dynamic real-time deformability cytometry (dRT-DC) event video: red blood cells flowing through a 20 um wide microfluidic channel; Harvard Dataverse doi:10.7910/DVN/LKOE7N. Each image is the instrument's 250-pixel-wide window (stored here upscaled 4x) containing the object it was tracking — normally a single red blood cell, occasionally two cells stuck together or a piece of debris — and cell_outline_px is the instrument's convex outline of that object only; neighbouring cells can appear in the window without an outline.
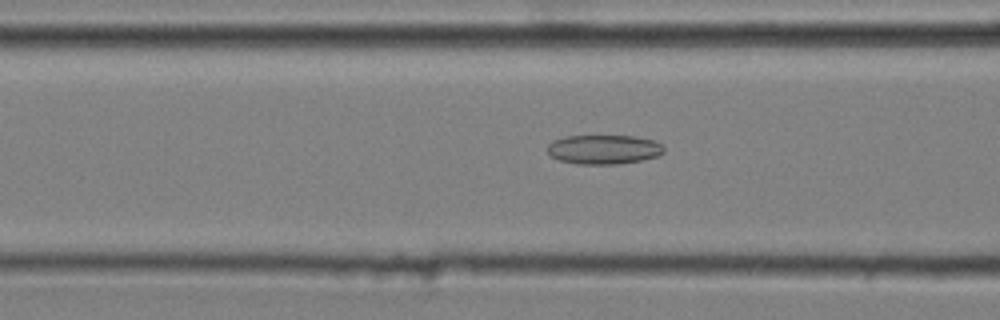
{"species": "common noctule bat (a hibernating species)", "species_latin": "Nyctalus noctula", "temperature_condition": "cold", "stored_images_in_passage": 51, "camera_frame_rate_fps": 3000, "um_per_image_px": 0.085, "animal": {"sex": "male", "body_mass_g": 20.4}, "frame": {"image": 1, "passage_image": 21, "time_ms": 6.667, "image_size_px": [1000, 320], "cell_outline_px": [[664, 152], [660, 156], [640, 160], [616, 164], [576, 164], [560, 160], [552, 156], [548, 152], [548, 144], [552, 140], [564, 136], [632, 136], [652, 140], [660, 144], [664, 148]], "centroid_in_image_um": [51.3, 12.7], "position_along_channel_um": 115.3, "area_um2": 19.83}}
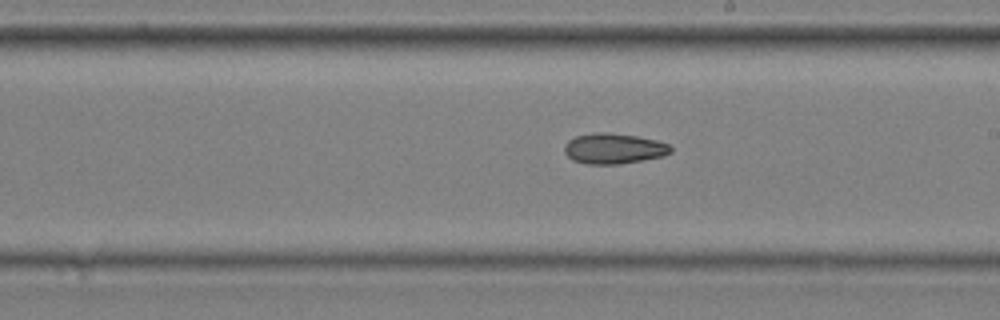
{"frame": {"image": 2, "passage_image": 31, "time_ms": 10.0, "image_size_px": [1000, 320], "cell_outline_px": [[672, 152], [664, 156], [620, 164], [588, 164], [572, 160], [564, 152], [564, 144], [568, 140], [576, 136], [596, 132], [608, 132], [636, 136], [656, 140], [668, 144], [672, 148]], "centroid_in_image_um": [52.16, 12.62], "position_along_channel_um": 236.8, "area_um2": 18.96}}
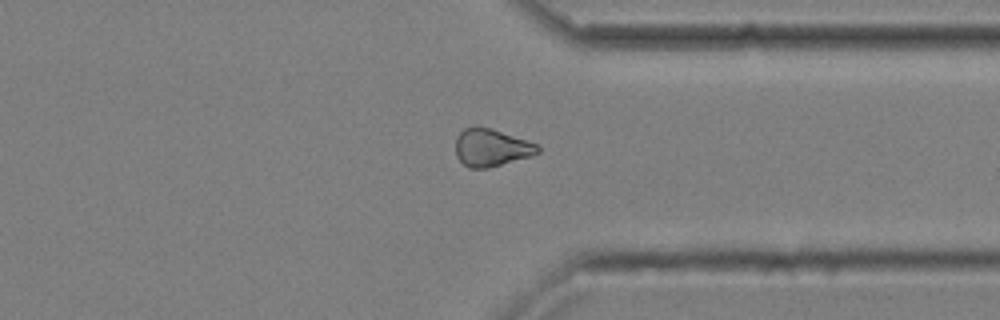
{"frame": {"image": 3, "passage_image": 42, "time_ms": 13.667, "image_size_px": [1000, 320], "cell_outline_px": [[540, 152], [532, 156], [488, 168], [468, 168], [456, 156], [456, 136], [464, 128], [492, 128], [536, 144], [540, 148]], "centroid_in_image_um": [41.76, 12.57], "position_along_channel_um": 369.6, "area_um2": 17.74}}